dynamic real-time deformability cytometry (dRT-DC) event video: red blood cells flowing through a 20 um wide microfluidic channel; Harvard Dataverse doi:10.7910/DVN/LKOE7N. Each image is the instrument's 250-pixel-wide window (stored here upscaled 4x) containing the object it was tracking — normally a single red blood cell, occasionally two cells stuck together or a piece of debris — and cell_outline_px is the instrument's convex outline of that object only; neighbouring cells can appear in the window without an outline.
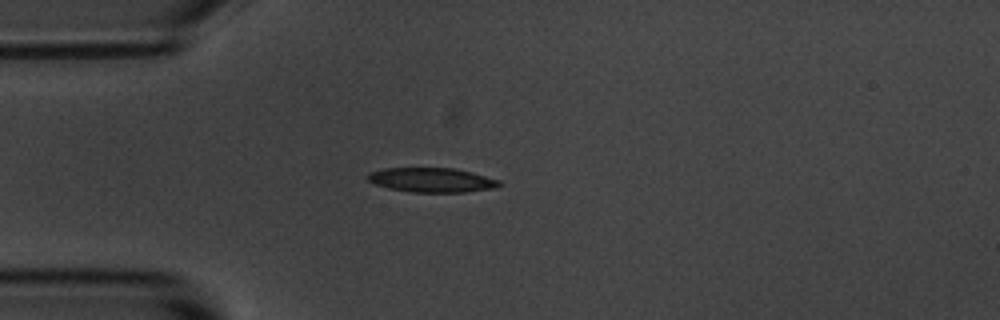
{"species": "common noctule bat (a hibernating species)", "species_latin": "Nyctalus noctula", "temperature_condition": "room temperature", "stored_images_in_passage": 3, "camera_frame_rate_fps": 3000, "um_per_image_px": 0.085, "animal": {"sex": "male", "body_mass_g": 20.1, "forearm_length_mm": 53.5}, "frame": {"image": 1, "passage_image": 3, "time_ms": 2.0, "image_size_px": [1000, 320], "cell_outline_px": [[500, 184], [496, 188], [464, 192], [412, 192], [388, 188], [376, 184], [368, 180], [364, 176], [368, 172], [384, 168], [456, 168], [472, 172], [500, 180]], "centroid_in_image_um": [36.68, 15.29], "position_along_channel_um": 48.3, "area_um2": 18.84}}